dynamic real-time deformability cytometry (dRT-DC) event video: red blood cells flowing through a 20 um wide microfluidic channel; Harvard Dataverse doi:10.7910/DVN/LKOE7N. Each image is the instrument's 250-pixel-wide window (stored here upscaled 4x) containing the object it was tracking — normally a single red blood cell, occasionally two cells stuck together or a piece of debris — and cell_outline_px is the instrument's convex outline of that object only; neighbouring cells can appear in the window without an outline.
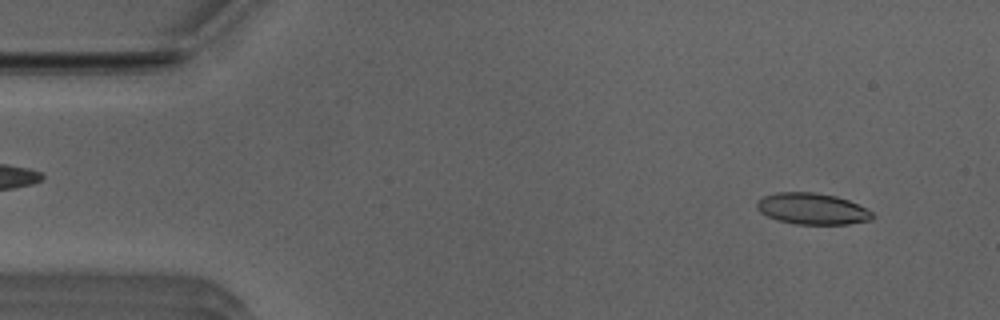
{"species": "Egyptian fruit bat (a non-hibernating species)", "species_latin": "Rousettus aegyptiacus", "temperature_condition": "room temperature", "stored_images_in_passage": 46, "camera_frame_rate_fps": 3000, "um_per_image_px": 0.085, "animal": {"sex": "male"}, "frame": {"image": 1, "passage_image": 4, "time_ms": 1.0, "image_size_px": [1000, 320], "cell_outline_px": [[876, 216], [872, 220], [848, 224], [796, 224], [780, 220], [768, 216], [760, 212], [756, 208], [756, 204], [764, 196], [776, 192], [812, 192], [836, 196], [848, 200], [872, 212]], "centroid_in_image_um": [69.05, 17.75], "position_along_channel_um": 15.9, "area_um2": 20.92}}
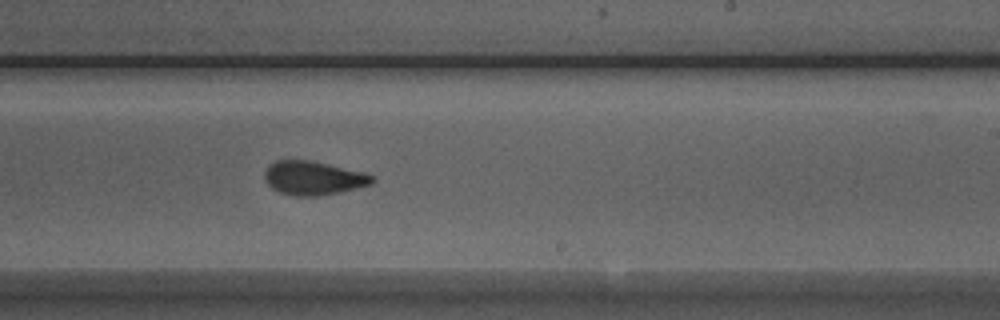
{"frame": {"image": 2, "passage_image": 30, "time_ms": 9.667, "image_size_px": [1000, 320], "cell_outline_px": [[376, 180], [372, 184], [340, 192], [316, 196], [296, 196], [280, 192], [272, 188], [264, 180], [264, 172], [268, 164], [276, 160], [312, 160], [364, 172], [376, 176]], "centroid_in_image_um": [26.64, 15.12], "position_along_channel_um": 262.4, "area_um2": 21.44}}
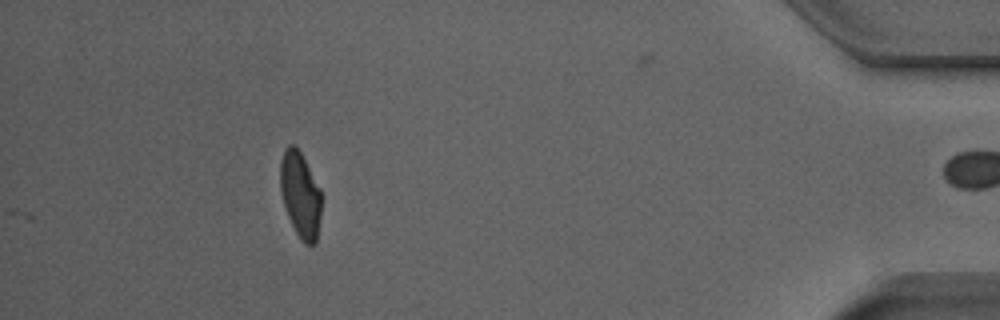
{"frame": {"image": 3, "passage_image": 46, "time_ms": 15.0, "image_size_px": [1000, 320], "cell_outline_px": [[320, 216], [316, 244], [304, 244], [300, 240], [288, 216], [280, 192], [280, 160], [284, 148], [288, 144], [292, 144], [300, 152], [320, 188]], "centroid_in_image_um": [25.51, 16.55], "position_along_channel_um": 409.7, "area_um2": 20.4}, "authors_computed_cell_mechanics": {"area_um2": 21.0103, "velocity_mm_per_s": 3.952, "shape_relaxation_time_tau1_ms": 8.5299, "shape_relaxation_time_tau2_ms": 1.5732, "deformation_change_tau1": 0.2018, "deformation_change_tau2": 0.0816}}